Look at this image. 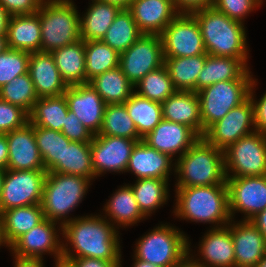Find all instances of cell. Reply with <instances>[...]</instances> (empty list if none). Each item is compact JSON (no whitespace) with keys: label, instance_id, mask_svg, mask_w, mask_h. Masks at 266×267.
Masks as SVG:
<instances>
[{"label":"cell","instance_id":"obj_1","mask_svg":"<svg viewBox=\"0 0 266 267\" xmlns=\"http://www.w3.org/2000/svg\"><path fill=\"white\" fill-rule=\"evenodd\" d=\"M99 216L69 218L62 225L63 237L69 243L63 244L62 262L67 263L72 258H96L105 261H121V246L119 233L111 221ZM109 221V222H108ZM69 249V250H68Z\"/></svg>","mask_w":266,"mask_h":267},{"label":"cell","instance_id":"obj_2","mask_svg":"<svg viewBox=\"0 0 266 267\" xmlns=\"http://www.w3.org/2000/svg\"><path fill=\"white\" fill-rule=\"evenodd\" d=\"M191 14L199 24L208 55L240 58L248 65L249 53L243 23L229 18L213 6L195 10Z\"/></svg>","mask_w":266,"mask_h":267},{"label":"cell","instance_id":"obj_3","mask_svg":"<svg viewBox=\"0 0 266 267\" xmlns=\"http://www.w3.org/2000/svg\"><path fill=\"white\" fill-rule=\"evenodd\" d=\"M175 190L177 202L173 211L178 218L216 224L213 228L227 226L232 220L227 185L184 187Z\"/></svg>","mask_w":266,"mask_h":267},{"label":"cell","instance_id":"obj_4","mask_svg":"<svg viewBox=\"0 0 266 267\" xmlns=\"http://www.w3.org/2000/svg\"><path fill=\"white\" fill-rule=\"evenodd\" d=\"M176 188L227 185L224 151L200 137L174 163Z\"/></svg>","mask_w":266,"mask_h":267},{"label":"cell","instance_id":"obj_5","mask_svg":"<svg viewBox=\"0 0 266 267\" xmlns=\"http://www.w3.org/2000/svg\"><path fill=\"white\" fill-rule=\"evenodd\" d=\"M72 0H44L39 14L41 52H49L81 40L80 15Z\"/></svg>","mask_w":266,"mask_h":267},{"label":"cell","instance_id":"obj_6","mask_svg":"<svg viewBox=\"0 0 266 267\" xmlns=\"http://www.w3.org/2000/svg\"><path fill=\"white\" fill-rule=\"evenodd\" d=\"M91 180L79 175L47 172L42 197L44 217L62 225L69 221L67 214L82 201Z\"/></svg>","mask_w":266,"mask_h":267},{"label":"cell","instance_id":"obj_7","mask_svg":"<svg viewBox=\"0 0 266 267\" xmlns=\"http://www.w3.org/2000/svg\"><path fill=\"white\" fill-rule=\"evenodd\" d=\"M137 242L133 257L159 267H173L190 254L188 237L168 224L154 228Z\"/></svg>","mask_w":266,"mask_h":267},{"label":"cell","instance_id":"obj_8","mask_svg":"<svg viewBox=\"0 0 266 267\" xmlns=\"http://www.w3.org/2000/svg\"><path fill=\"white\" fill-rule=\"evenodd\" d=\"M253 79H234L217 82L197 92L200 101L202 136L214 123L249 97Z\"/></svg>","mask_w":266,"mask_h":267},{"label":"cell","instance_id":"obj_9","mask_svg":"<svg viewBox=\"0 0 266 267\" xmlns=\"http://www.w3.org/2000/svg\"><path fill=\"white\" fill-rule=\"evenodd\" d=\"M224 162L226 178L266 175V135L243 136L224 150Z\"/></svg>","mask_w":266,"mask_h":267},{"label":"cell","instance_id":"obj_10","mask_svg":"<svg viewBox=\"0 0 266 267\" xmlns=\"http://www.w3.org/2000/svg\"><path fill=\"white\" fill-rule=\"evenodd\" d=\"M46 170H5L0 215L9 209L41 204Z\"/></svg>","mask_w":266,"mask_h":267},{"label":"cell","instance_id":"obj_11","mask_svg":"<svg viewBox=\"0 0 266 267\" xmlns=\"http://www.w3.org/2000/svg\"><path fill=\"white\" fill-rule=\"evenodd\" d=\"M163 65V46L161 36L158 34H142L120 54L119 59V67L133 85Z\"/></svg>","mask_w":266,"mask_h":267},{"label":"cell","instance_id":"obj_12","mask_svg":"<svg viewBox=\"0 0 266 267\" xmlns=\"http://www.w3.org/2000/svg\"><path fill=\"white\" fill-rule=\"evenodd\" d=\"M160 36L164 57L207 54L199 24L191 13H179Z\"/></svg>","mask_w":266,"mask_h":267},{"label":"cell","instance_id":"obj_13","mask_svg":"<svg viewBox=\"0 0 266 267\" xmlns=\"http://www.w3.org/2000/svg\"><path fill=\"white\" fill-rule=\"evenodd\" d=\"M254 131H256L254 107L251 98L248 97L240 105L231 109L222 119L212 124L202 137L208 143L224 151L231 144Z\"/></svg>","mask_w":266,"mask_h":267},{"label":"cell","instance_id":"obj_14","mask_svg":"<svg viewBox=\"0 0 266 267\" xmlns=\"http://www.w3.org/2000/svg\"><path fill=\"white\" fill-rule=\"evenodd\" d=\"M226 184L231 219L240 211L251 220L266 209V175L227 178Z\"/></svg>","mask_w":266,"mask_h":267},{"label":"cell","instance_id":"obj_15","mask_svg":"<svg viewBox=\"0 0 266 267\" xmlns=\"http://www.w3.org/2000/svg\"><path fill=\"white\" fill-rule=\"evenodd\" d=\"M137 142L125 137L94 135L91 141V158L95 177L106 171L126 172Z\"/></svg>","mask_w":266,"mask_h":267},{"label":"cell","instance_id":"obj_16","mask_svg":"<svg viewBox=\"0 0 266 267\" xmlns=\"http://www.w3.org/2000/svg\"><path fill=\"white\" fill-rule=\"evenodd\" d=\"M57 222L45 218L38 225L17 238L9 247L13 255L42 258L43 253L54 254L55 262H62L63 243L59 241Z\"/></svg>","mask_w":266,"mask_h":267},{"label":"cell","instance_id":"obj_17","mask_svg":"<svg viewBox=\"0 0 266 267\" xmlns=\"http://www.w3.org/2000/svg\"><path fill=\"white\" fill-rule=\"evenodd\" d=\"M64 95L68 110L94 135L98 134L103 124L106 103L91 84L68 86Z\"/></svg>","mask_w":266,"mask_h":267},{"label":"cell","instance_id":"obj_18","mask_svg":"<svg viewBox=\"0 0 266 267\" xmlns=\"http://www.w3.org/2000/svg\"><path fill=\"white\" fill-rule=\"evenodd\" d=\"M10 170H45L36 144L34 125L28 122L22 128L6 134Z\"/></svg>","mask_w":266,"mask_h":267},{"label":"cell","instance_id":"obj_19","mask_svg":"<svg viewBox=\"0 0 266 267\" xmlns=\"http://www.w3.org/2000/svg\"><path fill=\"white\" fill-rule=\"evenodd\" d=\"M228 223L234 245L235 267H255L266 253V239L250 221ZM235 223V224H234Z\"/></svg>","mask_w":266,"mask_h":267},{"label":"cell","instance_id":"obj_20","mask_svg":"<svg viewBox=\"0 0 266 267\" xmlns=\"http://www.w3.org/2000/svg\"><path fill=\"white\" fill-rule=\"evenodd\" d=\"M199 138L188 126L162 119L143 141L173 158L177 153L182 156Z\"/></svg>","mask_w":266,"mask_h":267},{"label":"cell","instance_id":"obj_21","mask_svg":"<svg viewBox=\"0 0 266 267\" xmlns=\"http://www.w3.org/2000/svg\"><path fill=\"white\" fill-rule=\"evenodd\" d=\"M128 10L143 34L158 35L180 13L173 0H133Z\"/></svg>","mask_w":266,"mask_h":267},{"label":"cell","instance_id":"obj_22","mask_svg":"<svg viewBox=\"0 0 266 267\" xmlns=\"http://www.w3.org/2000/svg\"><path fill=\"white\" fill-rule=\"evenodd\" d=\"M28 73L39 98L64 95L68 88L49 52L30 53Z\"/></svg>","mask_w":266,"mask_h":267},{"label":"cell","instance_id":"obj_23","mask_svg":"<svg viewBox=\"0 0 266 267\" xmlns=\"http://www.w3.org/2000/svg\"><path fill=\"white\" fill-rule=\"evenodd\" d=\"M199 244L200 259L194 261L204 267H235L234 245L230 227L212 228ZM200 261V262H199Z\"/></svg>","mask_w":266,"mask_h":267},{"label":"cell","instance_id":"obj_24","mask_svg":"<svg viewBox=\"0 0 266 267\" xmlns=\"http://www.w3.org/2000/svg\"><path fill=\"white\" fill-rule=\"evenodd\" d=\"M172 165V157L157 151L141 140L133 148L126 172L134 173L137 179L169 180Z\"/></svg>","mask_w":266,"mask_h":267},{"label":"cell","instance_id":"obj_25","mask_svg":"<svg viewBox=\"0 0 266 267\" xmlns=\"http://www.w3.org/2000/svg\"><path fill=\"white\" fill-rule=\"evenodd\" d=\"M162 105V118L191 128L202 137L200 101L196 92L176 91Z\"/></svg>","mask_w":266,"mask_h":267},{"label":"cell","instance_id":"obj_26","mask_svg":"<svg viewBox=\"0 0 266 267\" xmlns=\"http://www.w3.org/2000/svg\"><path fill=\"white\" fill-rule=\"evenodd\" d=\"M250 73L249 67L240 58L208 55L197 78V92L221 81L253 79Z\"/></svg>","mask_w":266,"mask_h":267},{"label":"cell","instance_id":"obj_27","mask_svg":"<svg viewBox=\"0 0 266 267\" xmlns=\"http://www.w3.org/2000/svg\"><path fill=\"white\" fill-rule=\"evenodd\" d=\"M7 46L29 53L41 51V25L39 14L14 15L8 23Z\"/></svg>","mask_w":266,"mask_h":267},{"label":"cell","instance_id":"obj_28","mask_svg":"<svg viewBox=\"0 0 266 267\" xmlns=\"http://www.w3.org/2000/svg\"><path fill=\"white\" fill-rule=\"evenodd\" d=\"M51 54L67 86L86 83L84 40L56 49Z\"/></svg>","mask_w":266,"mask_h":267},{"label":"cell","instance_id":"obj_29","mask_svg":"<svg viewBox=\"0 0 266 267\" xmlns=\"http://www.w3.org/2000/svg\"><path fill=\"white\" fill-rule=\"evenodd\" d=\"M122 8L116 4L92 0L87 12L80 16L81 40H102Z\"/></svg>","mask_w":266,"mask_h":267},{"label":"cell","instance_id":"obj_30","mask_svg":"<svg viewBox=\"0 0 266 267\" xmlns=\"http://www.w3.org/2000/svg\"><path fill=\"white\" fill-rule=\"evenodd\" d=\"M208 54L188 57H164V65L177 91L197 93V78Z\"/></svg>","mask_w":266,"mask_h":267},{"label":"cell","instance_id":"obj_31","mask_svg":"<svg viewBox=\"0 0 266 267\" xmlns=\"http://www.w3.org/2000/svg\"><path fill=\"white\" fill-rule=\"evenodd\" d=\"M3 235L8 246L17 238L42 222L44 212L41 204L12 208L1 214Z\"/></svg>","mask_w":266,"mask_h":267},{"label":"cell","instance_id":"obj_32","mask_svg":"<svg viewBox=\"0 0 266 267\" xmlns=\"http://www.w3.org/2000/svg\"><path fill=\"white\" fill-rule=\"evenodd\" d=\"M106 104H124L134 93V85L118 66L89 81Z\"/></svg>","mask_w":266,"mask_h":267},{"label":"cell","instance_id":"obj_33","mask_svg":"<svg viewBox=\"0 0 266 267\" xmlns=\"http://www.w3.org/2000/svg\"><path fill=\"white\" fill-rule=\"evenodd\" d=\"M104 211L111 218L110 220L113 222V225H120L119 227L121 225L127 227L132 224H137L138 221L140 222V220L146 218L141 212L129 184L123 187L121 186L113 194L106 203Z\"/></svg>","mask_w":266,"mask_h":267},{"label":"cell","instance_id":"obj_34","mask_svg":"<svg viewBox=\"0 0 266 267\" xmlns=\"http://www.w3.org/2000/svg\"><path fill=\"white\" fill-rule=\"evenodd\" d=\"M67 113L68 105L65 95L42 97L38 98L29 113V122L34 126L61 132Z\"/></svg>","mask_w":266,"mask_h":267},{"label":"cell","instance_id":"obj_35","mask_svg":"<svg viewBox=\"0 0 266 267\" xmlns=\"http://www.w3.org/2000/svg\"><path fill=\"white\" fill-rule=\"evenodd\" d=\"M124 104L142 139L163 119L160 102L143 98L135 92Z\"/></svg>","mask_w":266,"mask_h":267},{"label":"cell","instance_id":"obj_36","mask_svg":"<svg viewBox=\"0 0 266 267\" xmlns=\"http://www.w3.org/2000/svg\"><path fill=\"white\" fill-rule=\"evenodd\" d=\"M143 33L139 30L128 9H122L102 38V42L119 54L135 43Z\"/></svg>","mask_w":266,"mask_h":267},{"label":"cell","instance_id":"obj_37","mask_svg":"<svg viewBox=\"0 0 266 267\" xmlns=\"http://www.w3.org/2000/svg\"><path fill=\"white\" fill-rule=\"evenodd\" d=\"M51 172L95 178L91 158V143L73 142L65 146L63 162H60Z\"/></svg>","mask_w":266,"mask_h":267},{"label":"cell","instance_id":"obj_38","mask_svg":"<svg viewBox=\"0 0 266 267\" xmlns=\"http://www.w3.org/2000/svg\"><path fill=\"white\" fill-rule=\"evenodd\" d=\"M141 212L147 217L162 204H166L169 197L168 180L159 178L137 179L130 185Z\"/></svg>","mask_w":266,"mask_h":267},{"label":"cell","instance_id":"obj_39","mask_svg":"<svg viewBox=\"0 0 266 267\" xmlns=\"http://www.w3.org/2000/svg\"><path fill=\"white\" fill-rule=\"evenodd\" d=\"M34 133L45 170L51 172L63 162L65 146H69L71 141L62 132L44 127L34 126Z\"/></svg>","mask_w":266,"mask_h":267},{"label":"cell","instance_id":"obj_40","mask_svg":"<svg viewBox=\"0 0 266 267\" xmlns=\"http://www.w3.org/2000/svg\"><path fill=\"white\" fill-rule=\"evenodd\" d=\"M84 43L86 83L95 76L119 66L120 54L101 40Z\"/></svg>","mask_w":266,"mask_h":267},{"label":"cell","instance_id":"obj_41","mask_svg":"<svg viewBox=\"0 0 266 267\" xmlns=\"http://www.w3.org/2000/svg\"><path fill=\"white\" fill-rule=\"evenodd\" d=\"M96 135L125 137L136 141L143 140L129 116L125 104H106L103 124Z\"/></svg>","mask_w":266,"mask_h":267},{"label":"cell","instance_id":"obj_42","mask_svg":"<svg viewBox=\"0 0 266 267\" xmlns=\"http://www.w3.org/2000/svg\"><path fill=\"white\" fill-rule=\"evenodd\" d=\"M139 88L134 92L143 98L156 102H164L168 97L174 94L175 89L165 65L149 72L144 76L134 88Z\"/></svg>","mask_w":266,"mask_h":267},{"label":"cell","instance_id":"obj_43","mask_svg":"<svg viewBox=\"0 0 266 267\" xmlns=\"http://www.w3.org/2000/svg\"><path fill=\"white\" fill-rule=\"evenodd\" d=\"M34 84L29 73L15 77L0 88V99L22 107L30 113L38 100Z\"/></svg>","mask_w":266,"mask_h":267},{"label":"cell","instance_id":"obj_44","mask_svg":"<svg viewBox=\"0 0 266 267\" xmlns=\"http://www.w3.org/2000/svg\"><path fill=\"white\" fill-rule=\"evenodd\" d=\"M29 57V52L10 48L0 53V88L28 73Z\"/></svg>","mask_w":266,"mask_h":267},{"label":"cell","instance_id":"obj_45","mask_svg":"<svg viewBox=\"0 0 266 267\" xmlns=\"http://www.w3.org/2000/svg\"><path fill=\"white\" fill-rule=\"evenodd\" d=\"M29 122V113L22 107L0 99V134L22 128Z\"/></svg>","mask_w":266,"mask_h":267},{"label":"cell","instance_id":"obj_46","mask_svg":"<svg viewBox=\"0 0 266 267\" xmlns=\"http://www.w3.org/2000/svg\"><path fill=\"white\" fill-rule=\"evenodd\" d=\"M262 3V0H214L213 7L229 18L243 23L247 14Z\"/></svg>","mask_w":266,"mask_h":267},{"label":"cell","instance_id":"obj_47","mask_svg":"<svg viewBox=\"0 0 266 267\" xmlns=\"http://www.w3.org/2000/svg\"><path fill=\"white\" fill-rule=\"evenodd\" d=\"M61 132L66 138L73 142L91 143L94 137V134L87 129L70 110H68L66 121Z\"/></svg>","mask_w":266,"mask_h":267},{"label":"cell","instance_id":"obj_48","mask_svg":"<svg viewBox=\"0 0 266 267\" xmlns=\"http://www.w3.org/2000/svg\"><path fill=\"white\" fill-rule=\"evenodd\" d=\"M44 0H0V4L11 15H31L37 13Z\"/></svg>","mask_w":266,"mask_h":267},{"label":"cell","instance_id":"obj_49","mask_svg":"<svg viewBox=\"0 0 266 267\" xmlns=\"http://www.w3.org/2000/svg\"><path fill=\"white\" fill-rule=\"evenodd\" d=\"M255 85L257 84L255 79H253L249 90V97L251 98L254 107L255 130L263 135H266V92L259 101H256L253 98V89Z\"/></svg>","mask_w":266,"mask_h":267},{"label":"cell","instance_id":"obj_50","mask_svg":"<svg viewBox=\"0 0 266 267\" xmlns=\"http://www.w3.org/2000/svg\"><path fill=\"white\" fill-rule=\"evenodd\" d=\"M122 261H105L96 258H72L66 264L69 267H122Z\"/></svg>","mask_w":266,"mask_h":267},{"label":"cell","instance_id":"obj_51","mask_svg":"<svg viewBox=\"0 0 266 267\" xmlns=\"http://www.w3.org/2000/svg\"><path fill=\"white\" fill-rule=\"evenodd\" d=\"M173 3L180 13H191L198 9L212 7L214 0H173Z\"/></svg>","mask_w":266,"mask_h":267},{"label":"cell","instance_id":"obj_52","mask_svg":"<svg viewBox=\"0 0 266 267\" xmlns=\"http://www.w3.org/2000/svg\"><path fill=\"white\" fill-rule=\"evenodd\" d=\"M14 267H44L43 258H32V257H20L15 256Z\"/></svg>","mask_w":266,"mask_h":267},{"label":"cell","instance_id":"obj_53","mask_svg":"<svg viewBox=\"0 0 266 267\" xmlns=\"http://www.w3.org/2000/svg\"><path fill=\"white\" fill-rule=\"evenodd\" d=\"M8 152L6 134H0V169L7 170Z\"/></svg>","mask_w":266,"mask_h":267},{"label":"cell","instance_id":"obj_54","mask_svg":"<svg viewBox=\"0 0 266 267\" xmlns=\"http://www.w3.org/2000/svg\"><path fill=\"white\" fill-rule=\"evenodd\" d=\"M250 221L261 231L266 239V209L258 213Z\"/></svg>","mask_w":266,"mask_h":267},{"label":"cell","instance_id":"obj_55","mask_svg":"<svg viewBox=\"0 0 266 267\" xmlns=\"http://www.w3.org/2000/svg\"><path fill=\"white\" fill-rule=\"evenodd\" d=\"M11 15L0 4V35H6Z\"/></svg>","mask_w":266,"mask_h":267},{"label":"cell","instance_id":"obj_56","mask_svg":"<svg viewBox=\"0 0 266 267\" xmlns=\"http://www.w3.org/2000/svg\"><path fill=\"white\" fill-rule=\"evenodd\" d=\"M173 267H204L194 261V258H190V255H188L182 262L179 264L173 266Z\"/></svg>","mask_w":266,"mask_h":267},{"label":"cell","instance_id":"obj_57","mask_svg":"<svg viewBox=\"0 0 266 267\" xmlns=\"http://www.w3.org/2000/svg\"><path fill=\"white\" fill-rule=\"evenodd\" d=\"M106 3H112L120 6L122 9H128L133 0H99Z\"/></svg>","mask_w":266,"mask_h":267},{"label":"cell","instance_id":"obj_58","mask_svg":"<svg viewBox=\"0 0 266 267\" xmlns=\"http://www.w3.org/2000/svg\"><path fill=\"white\" fill-rule=\"evenodd\" d=\"M132 267H159V266H156V265L151 264L149 262L135 258V261H134V264Z\"/></svg>","mask_w":266,"mask_h":267},{"label":"cell","instance_id":"obj_59","mask_svg":"<svg viewBox=\"0 0 266 267\" xmlns=\"http://www.w3.org/2000/svg\"><path fill=\"white\" fill-rule=\"evenodd\" d=\"M7 48L6 35H0V53L4 52Z\"/></svg>","mask_w":266,"mask_h":267},{"label":"cell","instance_id":"obj_60","mask_svg":"<svg viewBox=\"0 0 266 267\" xmlns=\"http://www.w3.org/2000/svg\"><path fill=\"white\" fill-rule=\"evenodd\" d=\"M6 246L9 247L5 241V238H4V235H3V223H2V219H1V215H0V246L2 245L3 246Z\"/></svg>","mask_w":266,"mask_h":267},{"label":"cell","instance_id":"obj_61","mask_svg":"<svg viewBox=\"0 0 266 267\" xmlns=\"http://www.w3.org/2000/svg\"><path fill=\"white\" fill-rule=\"evenodd\" d=\"M255 267H266V253Z\"/></svg>","mask_w":266,"mask_h":267},{"label":"cell","instance_id":"obj_62","mask_svg":"<svg viewBox=\"0 0 266 267\" xmlns=\"http://www.w3.org/2000/svg\"><path fill=\"white\" fill-rule=\"evenodd\" d=\"M4 176H5V170L0 169V194L2 191Z\"/></svg>","mask_w":266,"mask_h":267},{"label":"cell","instance_id":"obj_63","mask_svg":"<svg viewBox=\"0 0 266 267\" xmlns=\"http://www.w3.org/2000/svg\"><path fill=\"white\" fill-rule=\"evenodd\" d=\"M55 267H69L67 264L61 262V263H55Z\"/></svg>","mask_w":266,"mask_h":267}]
</instances>
